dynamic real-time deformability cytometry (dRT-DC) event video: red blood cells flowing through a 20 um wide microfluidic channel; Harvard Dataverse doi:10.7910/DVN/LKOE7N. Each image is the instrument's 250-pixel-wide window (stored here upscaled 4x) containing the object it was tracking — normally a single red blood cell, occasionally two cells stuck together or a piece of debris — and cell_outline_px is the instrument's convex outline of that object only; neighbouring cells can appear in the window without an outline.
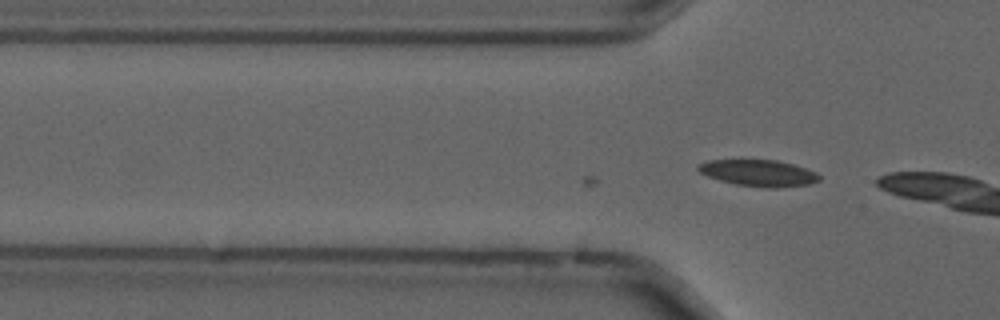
{"species": "common noctule bat (a hibernating species)", "species_latin": "Nyctalus noctula", "temperature_condition": "cold", "stored_images_in_passage": 2, "camera_frame_rate_fps": 3000, "um_per_image_px": 0.085, "animal": {"sex": "male", "forearm_length_mm": 52.5}, "frame": {"image": 1, "passage_image": 2, "time_ms": 0.333, "image_size_px": [1000, 320], "cell_outline_px": [[820, 180], [808, 184], [780, 188], [768, 188], [736, 184], [720, 180], [708, 176], [700, 172], [696, 168], [696, 164], [708, 160], [740, 156], [776, 160], [792, 164], [816, 172], [820, 176]], "centroid_in_image_um": [64.39, 14.64], "position_along_channel_um": 61.4, "area_um2": 19.59}}